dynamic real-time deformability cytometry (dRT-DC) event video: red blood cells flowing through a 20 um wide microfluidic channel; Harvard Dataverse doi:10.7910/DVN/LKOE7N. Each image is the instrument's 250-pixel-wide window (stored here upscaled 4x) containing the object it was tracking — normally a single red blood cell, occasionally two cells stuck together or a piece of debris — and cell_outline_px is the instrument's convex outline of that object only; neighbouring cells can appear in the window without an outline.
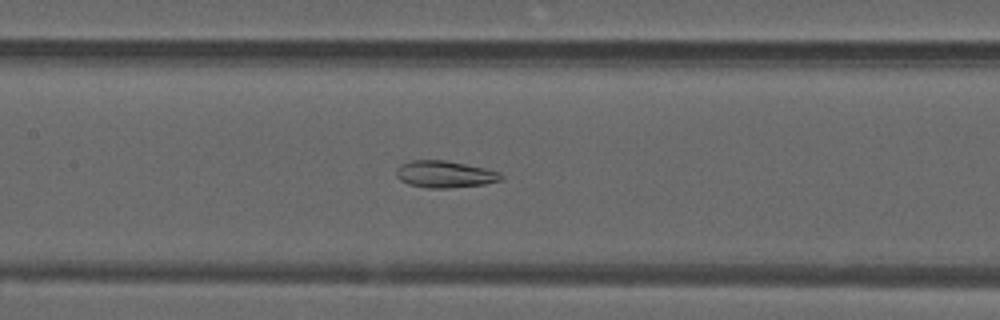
{"species": "common noctule bat (a hibernating species)", "species_latin": "Nyctalus noctula", "temperature_condition": "warm", "stored_images_in_passage": 51, "camera_frame_rate_fps": 3000, "um_per_image_px": 0.085, "animal": {"sex": "male", "forearm_length_mm": 52.5}, "frame": {"image": 1, "passage_image": 24, "time_ms": 7.667, "image_size_px": [1000, 320], "cell_outline_px": [[504, 180], [484, 184], [448, 188], [428, 188], [408, 184], [400, 180], [396, 176], [396, 168], [400, 164], [412, 160], [444, 160], [484, 168], [500, 172], [504, 176]], "centroid_in_image_um": [37.8, 14.81], "position_along_channel_um": 169.6, "area_um2": 16.47}}
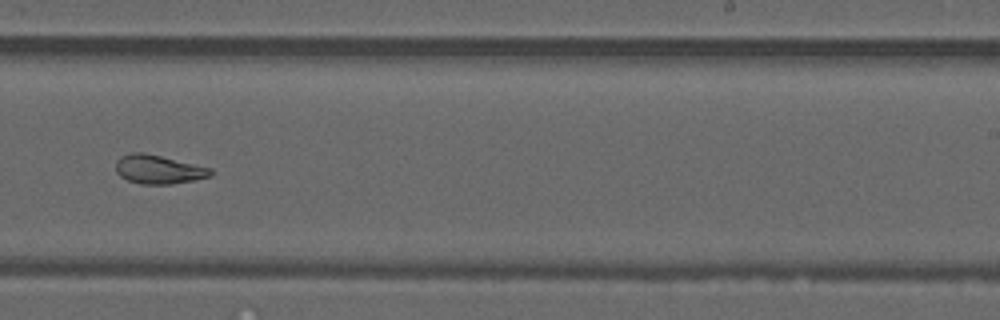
{"frame": {"image": 2, "passage_image": 32, "time_ms": 10.333, "image_size_px": [1000, 320], "cell_outline_px": [[212, 176], [196, 180], [172, 184], [140, 184], [128, 180], [120, 176], [116, 172], [116, 160], [120, 156], [132, 152], [144, 152], [212, 168]], "centroid_in_image_um": [13.47, 14.4], "position_along_channel_um": 275.5, "area_um2": 16.07}}
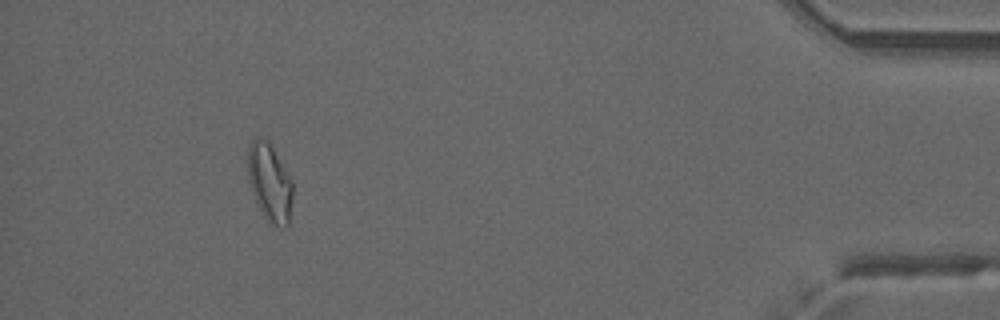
{"frame": {"image": 3, "passage_image": 47, "time_ms": 15.333, "image_size_px": [1000, 320], "cell_outline_px": [[292, 196], [288, 224], [284, 228], [272, 224], [264, 216], [252, 192], [248, 180], [248, 148], [252, 140], [256, 136], [260, 136], [268, 140], [292, 180]], "centroid_in_image_um": [22.91, 15.47], "position_along_channel_um": 412.3, "area_um2": 20.17}, "authors_computed_cell_mechanics": {"area_um2": 19.3052, "velocity_mm_per_s": 3.9946, "shape_relaxation_time_tau1_ms": null, "shape_relaxation_time_tau2_ms": 2.3163, "deformation_change_tau1": null, "deformation_change_tau2": 0.0962}}